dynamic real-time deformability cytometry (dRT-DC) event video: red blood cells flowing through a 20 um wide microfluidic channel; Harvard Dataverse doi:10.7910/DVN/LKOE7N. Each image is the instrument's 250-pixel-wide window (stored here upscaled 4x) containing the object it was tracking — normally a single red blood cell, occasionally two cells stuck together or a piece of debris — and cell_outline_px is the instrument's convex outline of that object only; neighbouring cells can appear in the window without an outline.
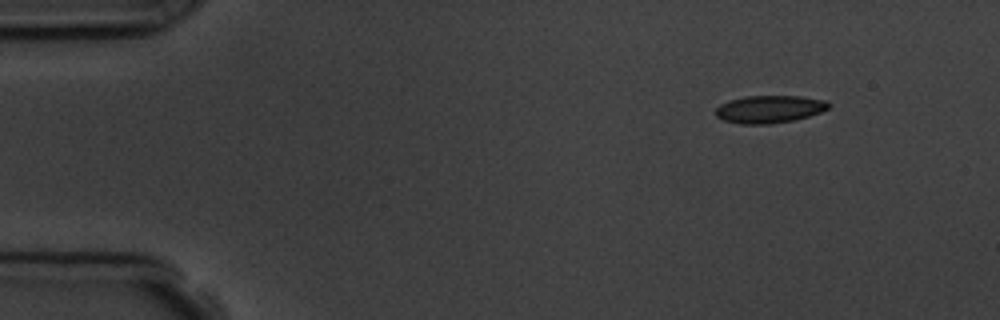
{"species": "common noctule bat (a hibernating species)", "species_latin": "Nyctalus noctula", "temperature_condition": "room temperature", "stored_images_in_passage": 6, "segment_of_instrument_passage": [2, 2], "camera_frame_rate_fps": 3000, "um_per_image_px": 0.085, "animal": {"sex": "male", "body_mass_g": 19.5, "forearm_length_mm": 54.6}, "frame": {"image": 1, "passage_image": 6, "time_ms": 6.0, "image_size_px": [1000, 320], "cell_outline_px": [[832, 104], [828, 108], [820, 112], [808, 116], [792, 120], [768, 124], [740, 124], [724, 120], [716, 116], [716, 108], [720, 104], [728, 100], [744, 96], [800, 96], [824, 100]], "centroid_in_image_um": [65.38, 9.27], "position_along_channel_um": 19.6, "area_um2": 18.09}}